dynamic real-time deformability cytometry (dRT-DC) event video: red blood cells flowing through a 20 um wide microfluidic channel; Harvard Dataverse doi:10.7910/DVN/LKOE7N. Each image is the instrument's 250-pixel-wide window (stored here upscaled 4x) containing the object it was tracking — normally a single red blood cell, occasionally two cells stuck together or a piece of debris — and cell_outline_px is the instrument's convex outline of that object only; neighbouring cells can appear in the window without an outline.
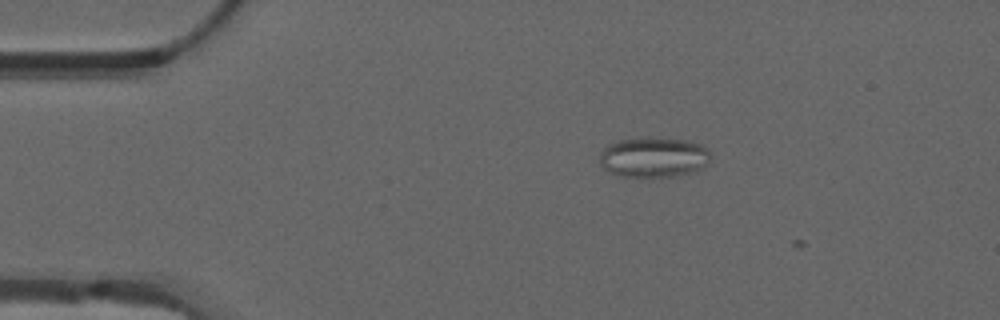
{"species": "common noctule bat (a hibernating species)", "species_latin": "Nyctalus noctula", "temperature_condition": "warm", "stored_images_in_passage": 2, "camera_frame_rate_fps": 3000, "um_per_image_px": 0.085, "animal": {"sex": "male", "forearm_length_mm": 52.5}, "frame": {"image": 1, "passage_image": 1, "time_ms": 0.0, "image_size_px": [1000, 320], "cell_outline_px": [[712, 156], [704, 164], [688, 172], [672, 176], [620, 176], [608, 172], [600, 164], [600, 152], [608, 144], [616, 140], [636, 136], [648, 136], [688, 140], [700, 144], [708, 148]], "centroid_in_image_um": [55.49, 13.31], "position_along_channel_um": 29.5, "area_um2": 26.18}}